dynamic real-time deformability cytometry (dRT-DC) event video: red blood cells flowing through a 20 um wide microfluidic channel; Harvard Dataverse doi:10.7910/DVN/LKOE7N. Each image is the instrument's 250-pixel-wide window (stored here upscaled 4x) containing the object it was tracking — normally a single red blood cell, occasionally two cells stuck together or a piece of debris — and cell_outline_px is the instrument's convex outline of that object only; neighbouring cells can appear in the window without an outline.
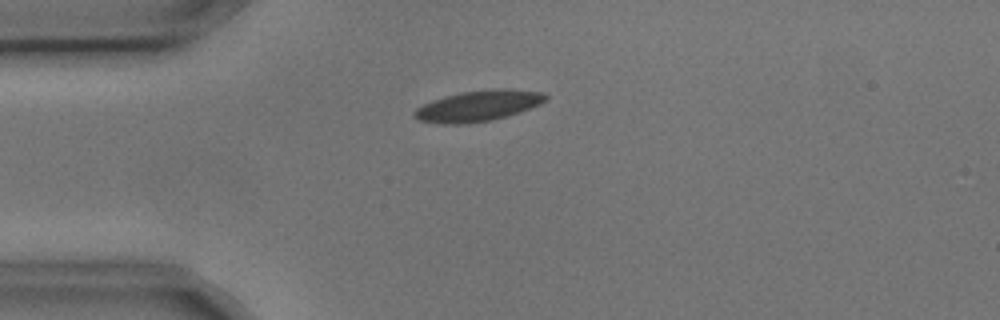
{"species": "common noctule bat (a hibernating species)", "species_latin": "Nyctalus noctula", "temperature_condition": "cold", "stored_images_in_passage": 4, "camera_frame_rate_fps": 3000, "um_per_image_px": 0.085, "animal": {"sex": "male", "body_mass_g": 17.9, "forearm_length_mm": 54.2}, "frame": {"image": 1, "passage_image": 3, "time_ms": 0.667, "image_size_px": [1000, 320], "cell_outline_px": [[548, 100], [540, 104], [520, 112], [508, 116], [492, 120], [460, 124], [444, 124], [420, 120], [412, 116], [412, 112], [416, 108], [432, 100], [444, 96], [460, 92], [500, 88], [504, 88], [544, 92], [548, 96]], "centroid_in_image_um": [40.67, 8.99], "position_along_channel_um": 44.3, "area_um2": 23.7}}